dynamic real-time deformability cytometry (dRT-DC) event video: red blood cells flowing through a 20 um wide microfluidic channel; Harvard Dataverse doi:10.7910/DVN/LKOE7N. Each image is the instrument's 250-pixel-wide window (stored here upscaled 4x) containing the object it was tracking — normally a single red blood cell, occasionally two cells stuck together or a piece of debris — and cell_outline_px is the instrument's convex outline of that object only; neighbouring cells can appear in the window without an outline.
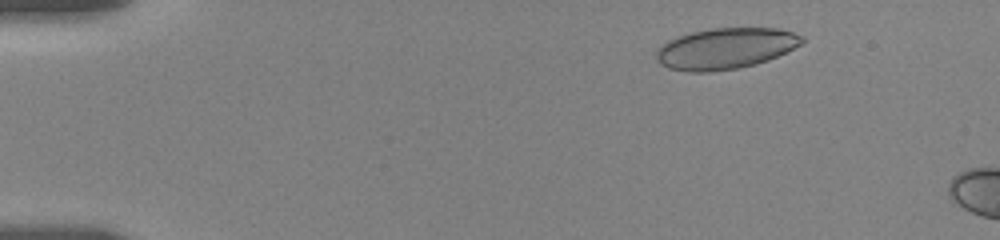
{"species": "human", "species_latin": "Homo sapiens", "temperature_condition": "room temperature", "stored_images_in_passage": 7, "camera_frame_rate_fps": 3000, "um_per_image_px": 0.085, "donor": {"sex": "female"}, "frame": {"image": 1, "passage_image": 3, "time_ms": 1.667, "image_size_px": [1000, 240], "cell_outline_px": [[804, 40], [800, 44], [768, 60], [756, 64], [736, 68], [708, 72], [688, 72], [668, 68], [660, 64], [656, 60], [656, 48], [668, 40], [676, 36], [692, 32], [712, 28], [776, 28], [792, 32], [804, 36]], "centroid_in_image_um": [61.6, 4.12], "position_along_channel_um": 23.4, "area_um2": 34.8}}